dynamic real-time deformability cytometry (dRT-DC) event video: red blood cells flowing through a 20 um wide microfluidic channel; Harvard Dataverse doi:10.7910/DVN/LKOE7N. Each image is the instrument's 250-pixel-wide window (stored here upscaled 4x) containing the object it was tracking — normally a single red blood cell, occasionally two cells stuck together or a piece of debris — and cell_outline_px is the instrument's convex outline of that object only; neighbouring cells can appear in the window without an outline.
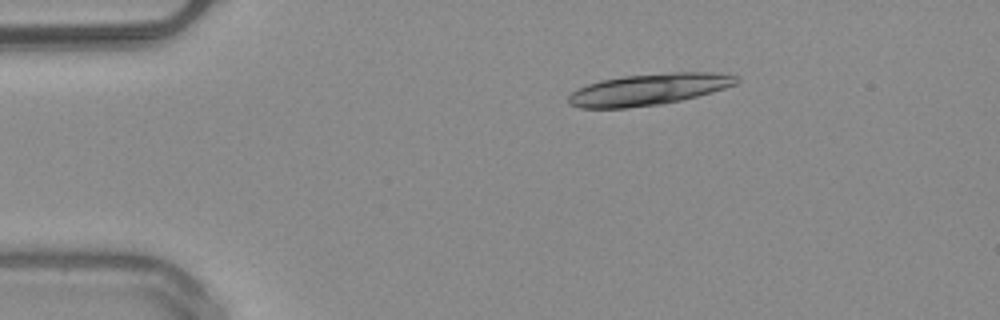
{"species": "common noctule bat (a hibernating species)", "species_latin": "Nyctalus noctula", "temperature_condition": "warm", "stored_images_in_passage": 9, "camera_frame_rate_fps": 3000, "um_per_image_px": 0.085, "animal": {"sex": "male", "body_mass_g": 20.4}, "frame": {"image": 1, "passage_image": 1, "time_ms": 0.0, "image_size_px": [1000, 320], "cell_outline_px": [[740, 80], [736, 84], [712, 92], [680, 100], [660, 104], [624, 108], [580, 108], [568, 104], [568, 96], [572, 92], [588, 84], [600, 80], [624, 76], [672, 72], [712, 72], [736, 76]], "centroid_in_image_um": [55.12, 7.6], "position_along_channel_um": 29.9, "area_um2": 30.58}}